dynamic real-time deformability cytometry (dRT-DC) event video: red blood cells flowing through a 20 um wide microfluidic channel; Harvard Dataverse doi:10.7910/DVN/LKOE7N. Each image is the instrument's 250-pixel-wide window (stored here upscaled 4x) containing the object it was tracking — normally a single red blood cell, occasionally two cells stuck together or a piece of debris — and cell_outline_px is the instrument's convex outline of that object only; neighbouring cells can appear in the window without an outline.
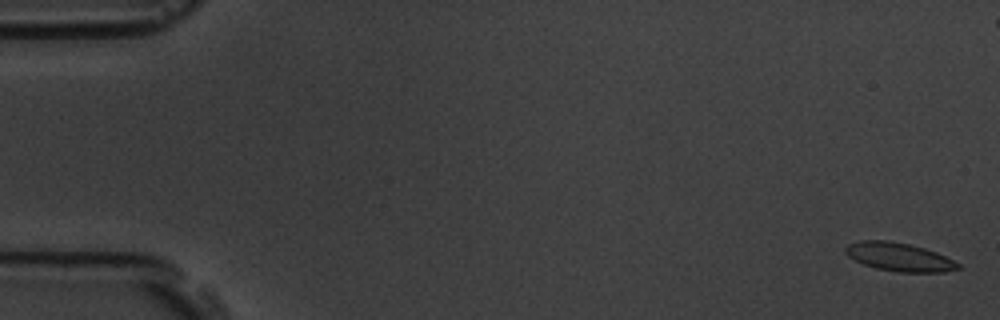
{"species": "common noctule bat (a hibernating species)", "species_latin": "Nyctalus noctula", "temperature_condition": "room temperature", "stored_images_in_passage": 12, "camera_frame_rate_fps": 3000, "um_per_image_px": 0.085, "animal": {"sex": "male", "body_mass_g": 19.5, "forearm_length_mm": 54.6}, "frame": {"image": 1, "passage_image": 1, "time_ms": 0.0, "image_size_px": [1000, 320], "cell_outline_px": [[960, 268], [944, 272], [896, 272], [876, 268], [864, 264], [848, 256], [844, 252], [844, 248], [848, 244], [860, 240], [888, 240], [908, 244], [924, 248], [936, 252], [960, 264]], "centroid_in_image_um": [76.4, 21.84], "position_along_channel_um": 8.6, "area_um2": 18.55}}
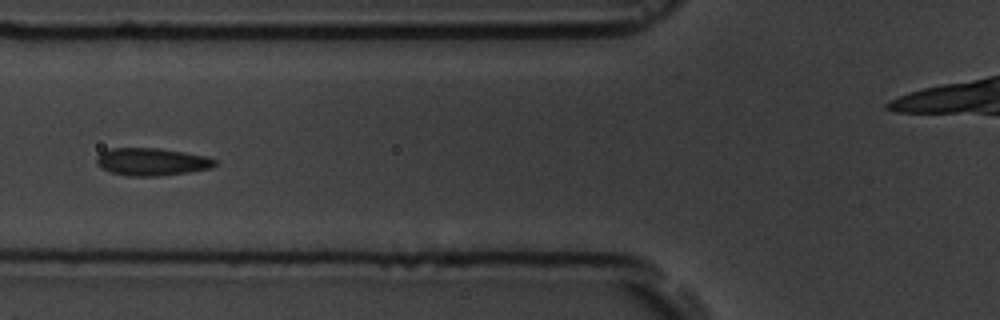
{"frame": {"image": 2, "passage_image": 6, "time_ms": 7.0, "image_size_px": [1000, 320], "cell_outline_px": [[216, 164], [212, 168], [188, 172], [156, 176], [128, 176], [112, 172], [100, 168], [96, 164], [96, 156], [100, 152], [112, 148], [156, 148], [184, 152], [204, 156], [216, 160]], "centroid_in_image_um": [12.85, 13.75], "position_along_channel_um": 112.9, "area_um2": 18.96}}
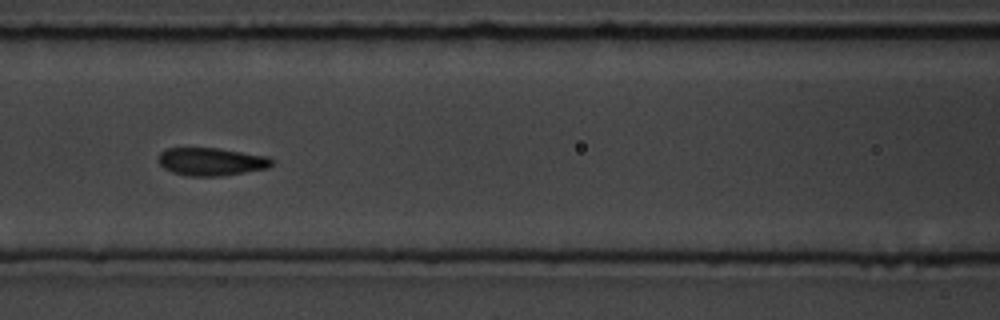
{"frame": {"image": 3, "passage_image": 7, "time_ms": 8.0, "image_size_px": [1000, 320], "cell_outline_px": [[272, 164], [268, 168], [224, 176], [188, 176], [172, 172], [164, 168], [160, 164], [160, 152], [168, 148], [216, 148], [268, 156], [272, 160]], "centroid_in_image_um": [17.97, 13.75], "position_along_channel_um": 148.6, "area_um2": 18.32}}